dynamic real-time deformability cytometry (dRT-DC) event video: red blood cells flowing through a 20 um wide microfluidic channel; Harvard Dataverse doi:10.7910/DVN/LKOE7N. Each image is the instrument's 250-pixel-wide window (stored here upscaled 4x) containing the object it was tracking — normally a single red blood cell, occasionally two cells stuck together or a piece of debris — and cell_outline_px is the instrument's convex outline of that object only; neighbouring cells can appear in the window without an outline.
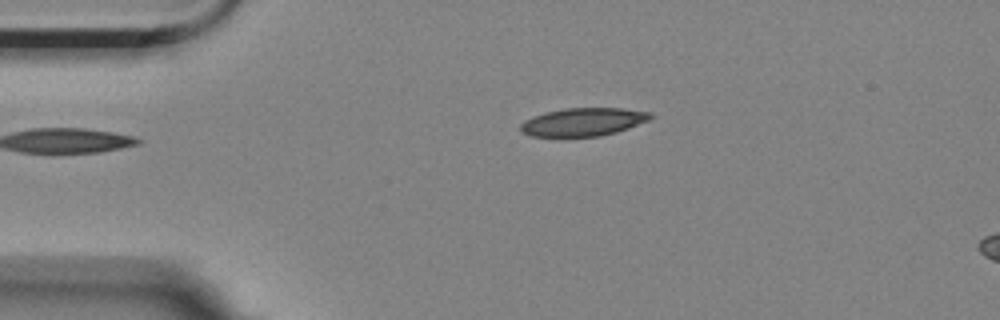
{"species": "Egyptian fruit bat (a non-hibernating species)", "species_latin": "Rousettus aegyptiacus", "temperature_condition": "room temperature", "stored_images_in_passage": 4, "camera_frame_rate_fps": 3000, "um_per_image_px": 0.085, "animal": {"sex": "female"}, "frame": {"image": 1, "passage_image": 4, "time_ms": 3.333, "image_size_px": [1000, 320], "cell_outline_px": [[656, 116], [652, 120], [616, 132], [600, 136], [528, 136], [520, 132], [520, 124], [524, 120], [532, 116], [544, 112], [564, 108], [620, 108], [652, 112]], "centroid_in_image_um": [49.59, 10.36], "position_along_channel_um": 35.4, "area_um2": 21.62}}